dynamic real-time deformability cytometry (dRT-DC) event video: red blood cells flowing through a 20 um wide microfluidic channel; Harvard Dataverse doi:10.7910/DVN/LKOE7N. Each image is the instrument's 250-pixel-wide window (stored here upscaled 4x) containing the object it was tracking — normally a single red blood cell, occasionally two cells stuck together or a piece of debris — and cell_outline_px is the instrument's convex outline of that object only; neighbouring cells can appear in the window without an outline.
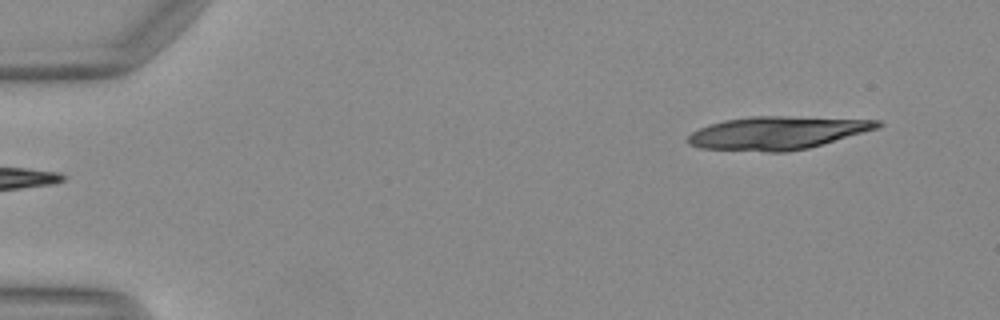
{"species": "Egyptian fruit bat (a non-hibernating species)", "species_latin": "Rousettus aegyptiacus", "temperature_condition": "warm", "stored_images_in_passage": 46, "segment_of_instrument_passage": [1, 2], "camera_frame_rate_fps": 3000, "um_per_image_px": 0.085, "animal": {"sex": "female"}, "frame": {"image": 1, "passage_image": 1, "time_ms": 0.0, "image_size_px": [1000, 320], "cell_outline_px": [[884, 124], [876, 128], [808, 148], [784, 152], [768, 152], [700, 148], [688, 144], [684, 140], [692, 132], [700, 128], [724, 120], [752, 116], [788, 116], [880, 120]], "centroid_in_image_um": [66.01, 11.3], "position_along_channel_um": 19.0, "area_um2": 36.24}}